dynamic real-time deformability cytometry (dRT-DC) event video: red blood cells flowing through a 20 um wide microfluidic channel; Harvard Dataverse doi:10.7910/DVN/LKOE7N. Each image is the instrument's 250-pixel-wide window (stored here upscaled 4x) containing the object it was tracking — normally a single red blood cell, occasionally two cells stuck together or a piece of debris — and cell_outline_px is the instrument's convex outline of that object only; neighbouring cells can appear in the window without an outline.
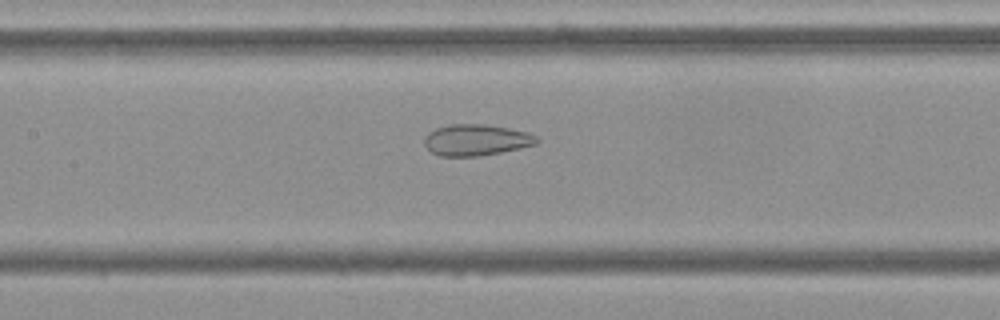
{"species": "Egyptian fruit bat (a non-hibernating species)", "species_latin": "Rousettus aegyptiacus", "temperature_condition": "cold", "stored_images_in_passage": 54, "camera_frame_rate_fps": 3000, "um_per_image_px": 0.085, "frame": {"image": 1, "passage_image": 25, "time_ms": 8.0, "image_size_px": [1000, 320], "cell_outline_px": [[540, 140], [536, 144], [520, 148], [480, 156], [440, 156], [432, 152], [424, 144], [424, 140], [428, 132], [436, 128], [452, 124], [484, 124], [508, 128], [528, 132], [536, 136]], "centroid_in_image_um": [40.48, 11.89], "position_along_channel_um": 166.9, "area_um2": 20.4}}
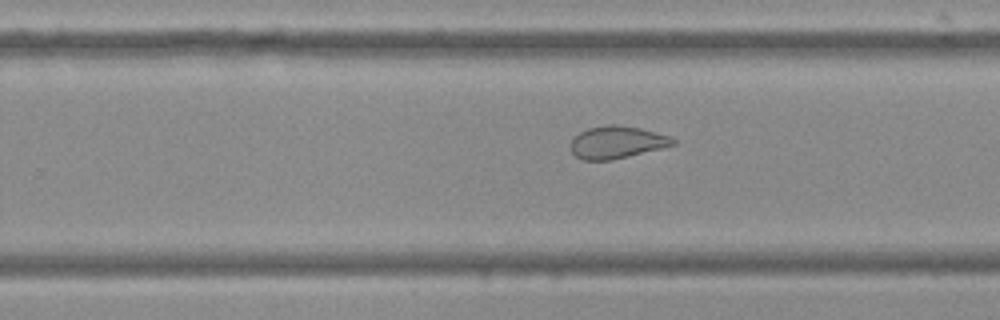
{"frame": {"image": 2, "passage_image": 34, "time_ms": 11.0, "image_size_px": [1000, 320], "cell_outline_px": [[676, 144], [664, 148], [612, 160], [584, 160], [576, 156], [572, 152], [572, 140], [580, 132], [588, 128], [608, 124], [616, 124], [640, 128], [672, 136], [676, 140]], "centroid_in_image_um": [52.49, 12.09], "position_along_channel_um": 277.3, "area_um2": 19.36}}
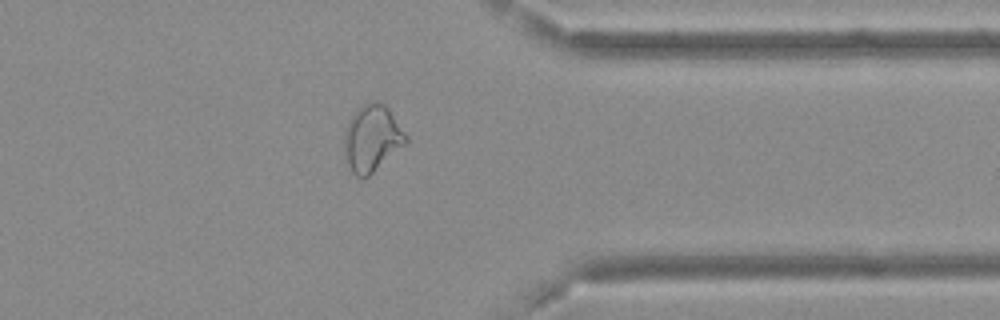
{"frame": {"image": 3, "passage_image": 43, "time_ms": 14.0, "image_size_px": [1000, 320], "cell_outline_px": [[408, 140], [404, 144], [368, 176], [356, 176], [352, 172], [344, 160], [344, 132], [348, 120], [364, 104], [376, 100], [384, 104], [388, 108], [408, 136]], "centroid_in_image_um": [31.59, 11.75], "position_along_channel_um": 379.8, "area_um2": 23.58}, "authors_computed_cell_mechanics": {"area_um2": 24.9407, "velocity_mm_per_s": 3.6964, "shape_relaxation_time_tau1_ms": null, "shape_relaxation_time_tau2_ms": 1.3169, "deformation_change_tau1": null, "deformation_change_tau2": 0.0828}}